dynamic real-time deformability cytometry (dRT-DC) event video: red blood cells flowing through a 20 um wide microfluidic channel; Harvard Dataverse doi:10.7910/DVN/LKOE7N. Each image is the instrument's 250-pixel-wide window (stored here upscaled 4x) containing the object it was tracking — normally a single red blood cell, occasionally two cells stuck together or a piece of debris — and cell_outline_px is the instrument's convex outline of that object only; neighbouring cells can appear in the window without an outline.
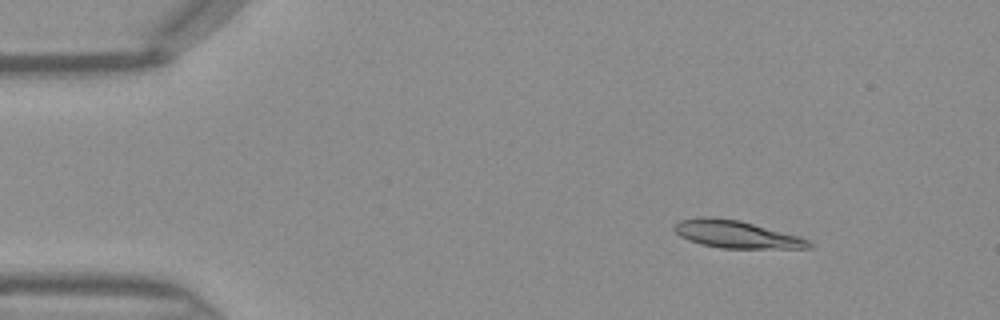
{"species": "Egyptian fruit bat (a non-hibernating species)", "species_latin": "Rousettus aegyptiacus", "temperature_condition": "warm", "stored_images_in_passage": 44, "camera_frame_rate_fps": 3000, "um_per_image_px": 0.085, "frame": {"image": 1, "passage_image": 5, "time_ms": 1.333, "image_size_px": [1000, 320], "cell_outline_px": [[812, 248], [720, 248], [700, 244], [688, 240], [680, 236], [672, 228], [672, 224], [680, 220], [700, 216], [712, 216], [740, 220], [800, 236], [808, 240], [812, 244]], "centroid_in_image_um": [62.54, 19.9], "position_along_channel_um": 22.5, "area_um2": 21.79}}
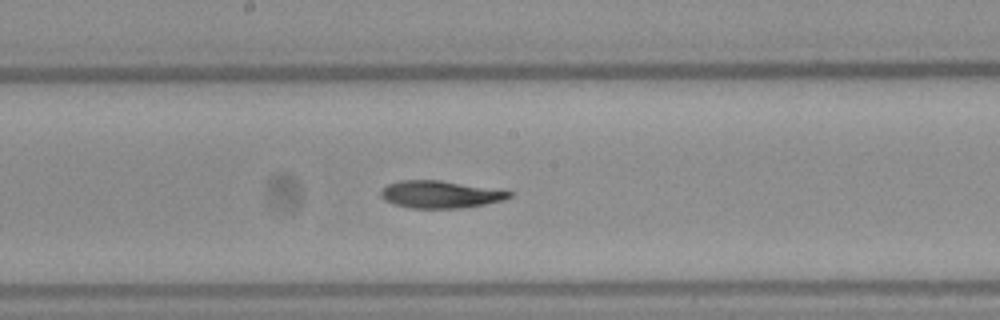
{"frame": {"image": 2, "passage_image": 23, "time_ms": 7.333, "image_size_px": [1000, 320], "cell_outline_px": [[516, 192], [512, 196], [504, 200], [464, 208], [412, 208], [396, 204], [384, 200], [380, 196], [380, 192], [388, 184], [400, 180], [440, 180], [504, 188]], "centroid_in_image_um": [37.56, 16.5], "position_along_channel_um": 210.6, "area_um2": 20.98}}
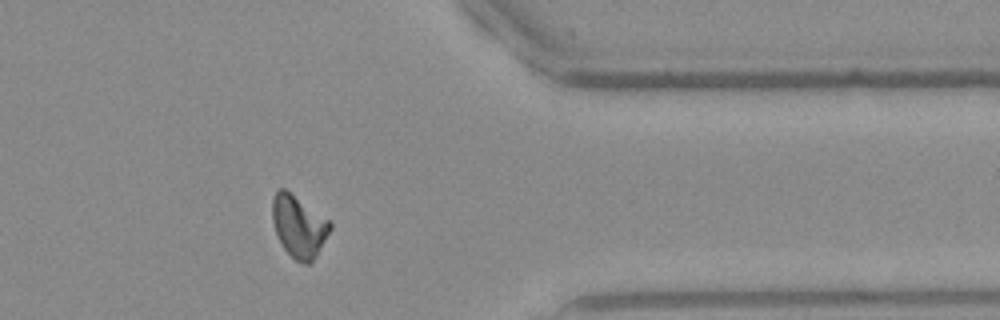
{"frame": {"image": 3, "passage_image": 36, "time_ms": 11.667, "image_size_px": [1000, 320], "cell_outline_px": [[332, 228], [316, 256], [308, 264], [304, 264], [296, 260], [280, 244], [272, 220], [272, 196], [280, 188], [284, 188], [328, 220], [332, 224]], "centroid_in_image_um": [25.38, 19.24], "position_along_channel_um": 386.0, "area_um2": 20.52}}